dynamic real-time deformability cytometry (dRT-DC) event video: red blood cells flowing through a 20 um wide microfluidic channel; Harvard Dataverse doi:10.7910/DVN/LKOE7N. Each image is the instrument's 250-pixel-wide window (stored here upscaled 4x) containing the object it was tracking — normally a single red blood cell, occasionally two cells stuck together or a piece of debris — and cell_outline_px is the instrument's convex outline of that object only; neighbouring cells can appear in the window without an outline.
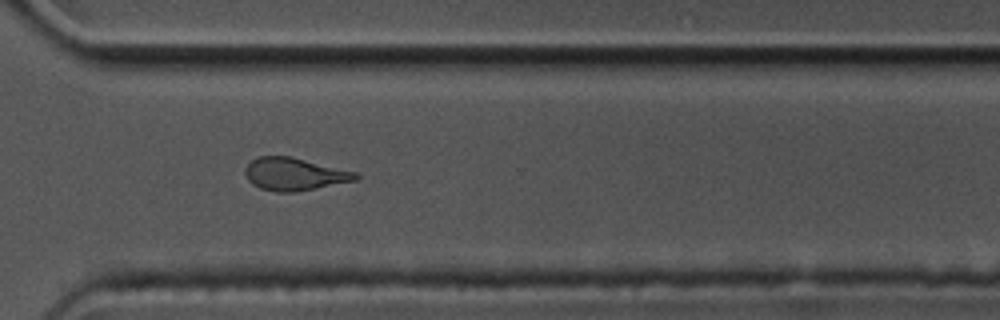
{"species": "common noctule bat (a hibernating species)", "species_latin": "Nyctalus noctula", "temperature_condition": "cold", "stored_images_in_passage": 15, "camera_frame_rate_fps": 3000, "um_per_image_px": 0.085, "animal": {"sex": "male", "body_mass_g": 17.5, "forearm_length_mm": 52.3}, "frame": {"image": 1, "passage_image": 11, "time_ms": 3.333, "image_size_px": [1000, 320], "cell_outline_px": [[360, 180], [316, 188], [292, 192], [276, 192], [260, 188], [252, 184], [248, 180], [244, 172], [244, 168], [256, 156], [292, 156], [356, 172], [360, 176]], "centroid_in_image_um": [25.03, 14.79], "position_along_channel_um": 345.6, "area_um2": 21.21}}